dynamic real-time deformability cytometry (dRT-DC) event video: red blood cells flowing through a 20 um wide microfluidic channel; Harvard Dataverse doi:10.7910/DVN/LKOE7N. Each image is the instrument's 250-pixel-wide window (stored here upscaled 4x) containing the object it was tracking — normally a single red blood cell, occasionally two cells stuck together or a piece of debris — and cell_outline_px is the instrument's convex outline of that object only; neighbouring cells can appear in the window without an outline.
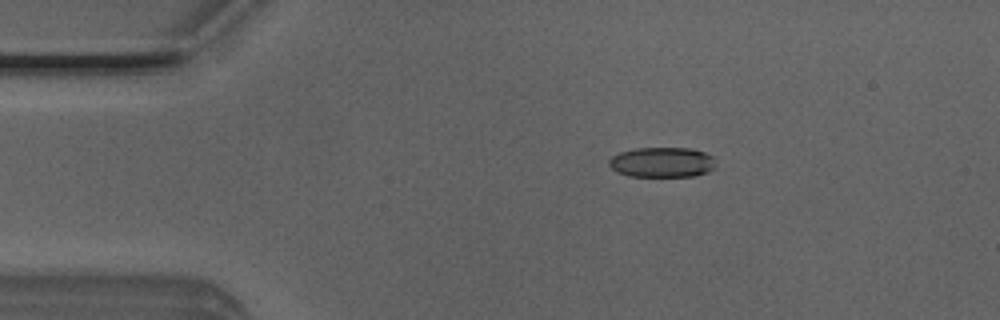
{"species": "Egyptian fruit bat (a non-hibernating species)", "species_latin": "Rousettus aegyptiacus", "temperature_condition": "room temperature", "stored_images_in_passage": 43, "camera_frame_rate_fps": 3000, "um_per_image_px": 0.085, "animal": {"sex": "male"}, "frame": {"image": 1, "passage_image": 1, "time_ms": 0.0, "image_size_px": [1000, 320], "cell_outline_px": [[716, 168], [708, 172], [696, 176], [628, 176], [616, 172], [608, 164], [608, 160], [612, 156], [620, 152], [636, 148], [692, 148], [704, 152], [712, 156]], "centroid_in_image_um": [56.28, 13.79], "position_along_channel_um": 28.7, "area_um2": 18.9}}
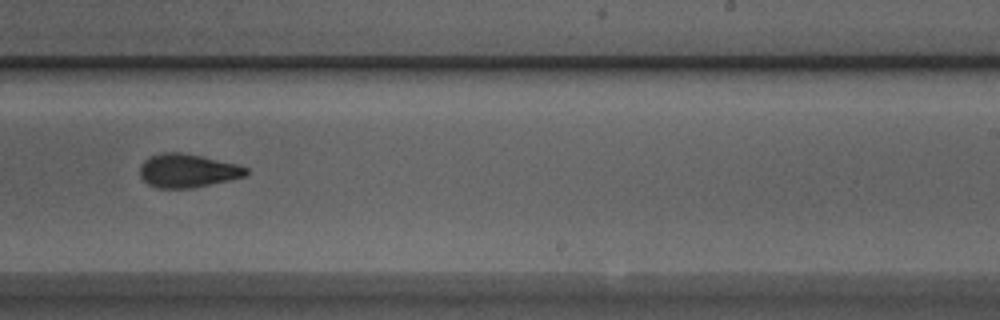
{"frame": {"image": 2, "passage_image": 23, "time_ms": 7.333, "image_size_px": [1000, 320], "cell_outline_px": [[248, 176], [192, 188], [156, 188], [148, 184], [140, 176], [140, 168], [144, 160], [152, 156], [164, 152], [180, 152], [200, 156], [236, 164], [248, 168]], "centroid_in_image_um": [15.95, 14.52], "position_along_channel_um": 273.1, "area_um2": 20.63}}
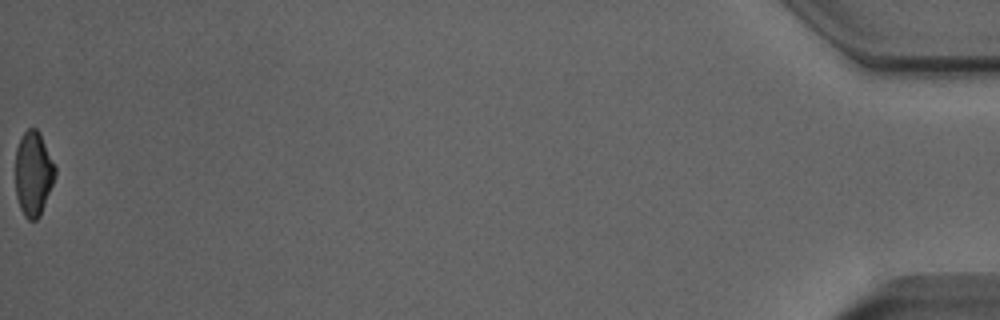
{"frame": {"image": 3, "passage_image": 43, "time_ms": 14.0, "image_size_px": [1000, 320], "cell_outline_px": [[56, 176], [40, 216], [36, 220], [28, 220], [24, 216], [20, 208], [16, 196], [16, 148], [24, 132], [28, 128], [36, 128], [40, 132], [56, 164]], "centroid_in_image_um": [2.86, 14.75], "position_along_channel_um": 432.3, "area_um2": 19.83}, "authors_computed_cell_mechanics": {"area_um2": 21.0392, "velocity_mm_per_s": 4.0352, "shape_relaxation_time_tau1_ms": 4.9699, "shape_relaxation_time_tau2_ms": 2.3714, "deformation_change_tau1": 0.1523, "deformation_change_tau2": 0.0962}}